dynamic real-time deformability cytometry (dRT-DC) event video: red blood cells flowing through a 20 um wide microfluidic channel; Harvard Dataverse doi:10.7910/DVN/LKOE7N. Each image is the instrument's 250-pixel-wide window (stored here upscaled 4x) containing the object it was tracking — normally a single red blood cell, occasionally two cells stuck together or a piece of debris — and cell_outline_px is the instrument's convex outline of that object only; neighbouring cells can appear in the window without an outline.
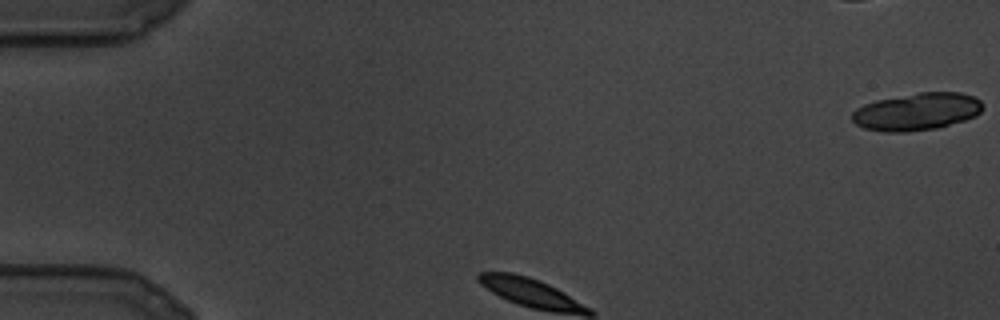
{"species": "common noctule bat (a hibernating species)", "species_latin": "Nyctalus noctula", "temperature_condition": "cold", "stored_images_in_passage": 87, "camera_frame_rate_fps": 3000, "um_per_image_px": 0.085, "animal": {"sex": "male", "body_mass_g": 19.5, "forearm_length_mm": 54.6}, "frame": {"image": 1, "passage_image": 1, "time_ms": 0.0, "image_size_px": [1000, 320], "cell_outline_px": [[984, 108], [976, 116], [964, 120], [936, 128], [904, 132], [884, 132], [864, 128], [856, 124], [852, 120], [852, 112], [856, 108], [864, 104], [876, 100], [920, 92], [960, 92], [972, 96], [980, 100]], "centroid_in_image_um": [77.92, 9.49], "position_along_channel_um": 7.1, "area_um2": 28.44}}
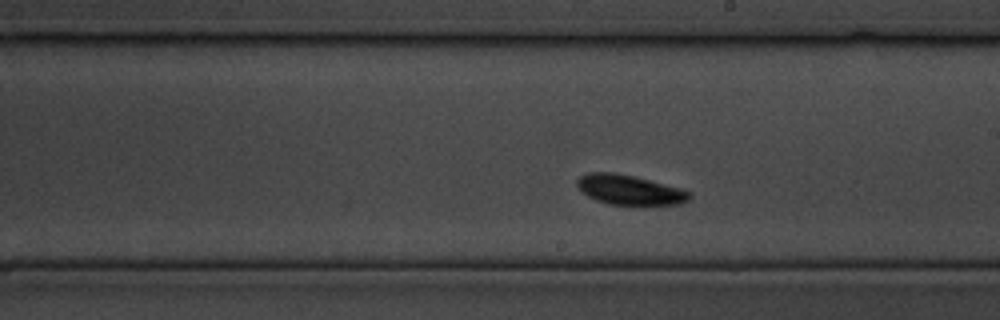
{"frame": {"image": 2, "passage_image": 40, "time_ms": 13.0, "image_size_px": [1000, 320], "cell_outline_px": [[692, 196], [688, 200], [680, 204], [608, 204], [596, 200], [588, 196], [576, 184], [576, 180], [580, 176], [588, 172], [612, 172], [636, 176], [680, 188], [692, 192]], "centroid_in_image_um": [53.52, 16.12], "position_along_channel_um": 235.5, "area_um2": 19.42}}
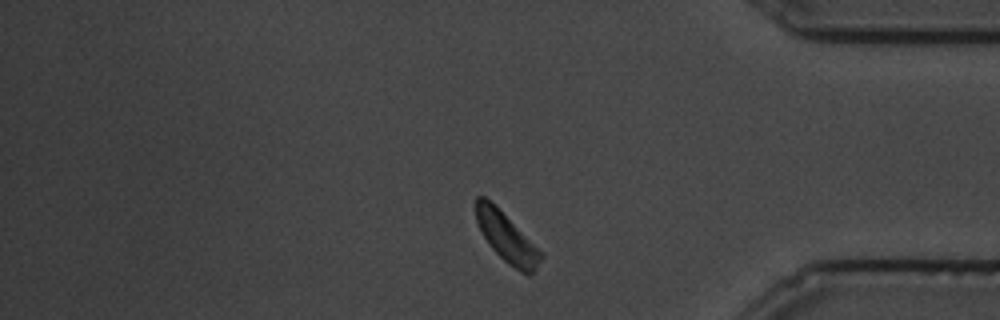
{"frame": {"image": 3, "passage_image": 69, "time_ms": 22.667, "image_size_px": [1000, 320], "cell_outline_px": [[544, 256], [536, 268], [532, 272], [520, 272], [508, 264], [492, 248], [484, 236], [476, 220], [476, 196], [484, 196], [544, 252]], "centroid_in_image_um": [43.1, 20.21], "position_along_channel_um": 392.1, "area_um2": 18.09}}